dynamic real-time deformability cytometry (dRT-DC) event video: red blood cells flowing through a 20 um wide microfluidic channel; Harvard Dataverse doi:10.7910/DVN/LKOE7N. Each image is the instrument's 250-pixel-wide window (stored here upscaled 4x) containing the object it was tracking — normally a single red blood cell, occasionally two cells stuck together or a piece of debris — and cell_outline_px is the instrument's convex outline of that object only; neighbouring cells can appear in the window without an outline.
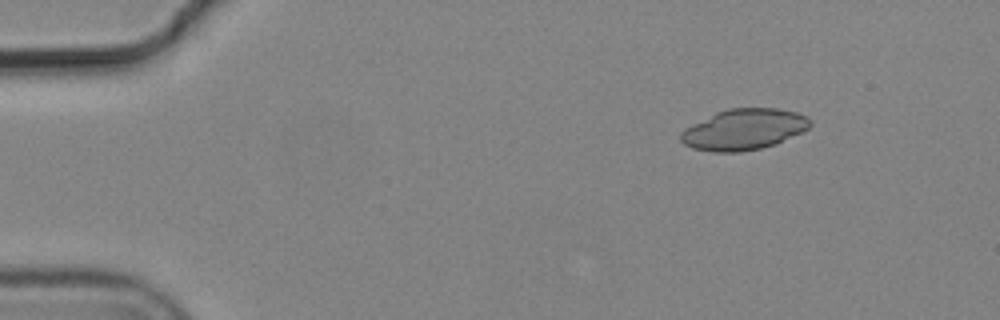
{"species": "common noctule bat (a hibernating species)", "species_latin": "Nyctalus noctula", "temperature_condition": "cold", "stored_images_in_passage": 4, "camera_frame_rate_fps": 3000, "um_per_image_px": 0.085, "animal": {"sex": "male", "body_mass_g": 19.2, "forearm_length_mm": 51.8}, "frame": {"image": 1, "passage_image": 1, "time_ms": 0.0, "image_size_px": [1000, 320], "cell_outline_px": [[812, 124], [808, 128], [776, 144], [760, 148], [740, 152], [712, 152], [692, 148], [684, 144], [680, 140], [680, 132], [684, 128], [716, 112], [728, 108], [776, 108], [796, 112], [808, 116], [812, 120]], "centroid_in_image_um": [63.21, 11.0], "position_along_channel_um": 21.8, "area_um2": 30.92}}